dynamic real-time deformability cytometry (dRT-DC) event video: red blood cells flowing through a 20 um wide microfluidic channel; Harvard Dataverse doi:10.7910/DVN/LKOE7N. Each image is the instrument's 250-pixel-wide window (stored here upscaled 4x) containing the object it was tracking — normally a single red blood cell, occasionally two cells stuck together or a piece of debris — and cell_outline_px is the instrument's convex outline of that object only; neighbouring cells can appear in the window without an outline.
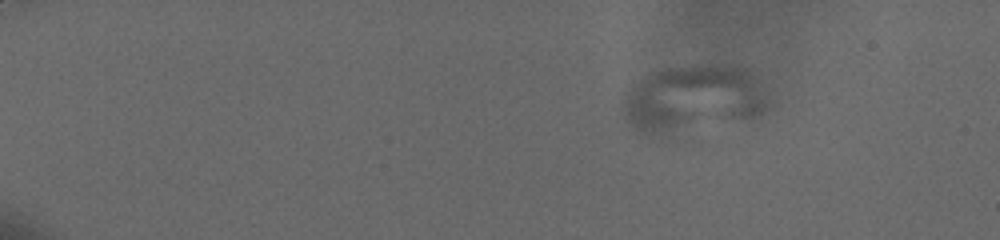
{"species": "human", "species_latin": "Homo sapiens", "temperature_condition": "cold", "stored_images_in_passage": 18, "camera_frame_rate_fps": 3000, "um_per_image_px": 0.085, "donor": {"sex": "male"}, "frame": {"image": 1, "passage_image": 1, "time_ms": 0.0, "image_size_px": [1000, 240], "cell_outline_px": [[776, 108], [764, 116], [748, 120], [660, 140], [644, 136], [636, 132], [624, 120], [620, 112], [620, 108], [624, 92], [640, 80], [648, 76], [668, 68], [748, 68], [764, 84], [772, 96], [776, 104]], "centroid_in_image_um": [58.99, 8.58], "position_along_channel_um": 26.0, "area_um2": 60.05}}
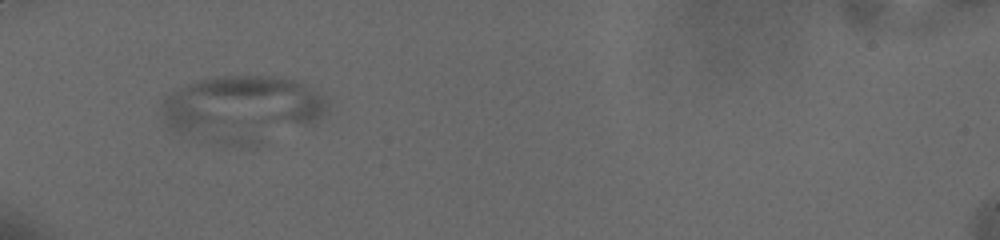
{"frame": {"image": 2, "passage_image": 12, "time_ms": 4.333, "image_size_px": [1000, 240], "cell_outline_px": [[328, 108], [324, 116], [308, 124], [260, 144], [224, 144], [176, 132], [164, 124], [160, 108], [160, 104], [168, 92], [176, 88], [200, 80], [216, 76], [272, 76], [292, 80], [316, 92], [328, 100]], "centroid_in_image_um": [20.51, 9.23], "position_along_channel_um": 64.5, "area_um2": 63.64}}
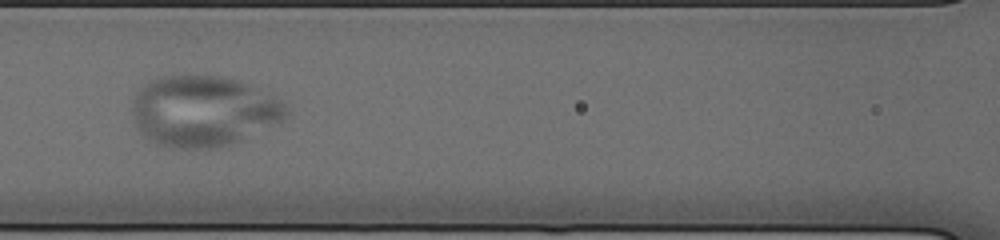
{"frame": {"image": 3, "passage_image": 14, "time_ms": 7.0, "image_size_px": [1000, 240], "cell_outline_px": [[292, 108], [280, 120], [232, 144], [216, 148], [168, 148], [156, 144], [144, 136], [136, 128], [132, 112], [132, 100], [136, 92], [148, 80], [164, 76], [216, 76], [232, 80], [260, 88], [288, 100]], "centroid_in_image_um": [17.28, 9.44], "position_along_channel_um": 149.3, "area_um2": 63.93}}